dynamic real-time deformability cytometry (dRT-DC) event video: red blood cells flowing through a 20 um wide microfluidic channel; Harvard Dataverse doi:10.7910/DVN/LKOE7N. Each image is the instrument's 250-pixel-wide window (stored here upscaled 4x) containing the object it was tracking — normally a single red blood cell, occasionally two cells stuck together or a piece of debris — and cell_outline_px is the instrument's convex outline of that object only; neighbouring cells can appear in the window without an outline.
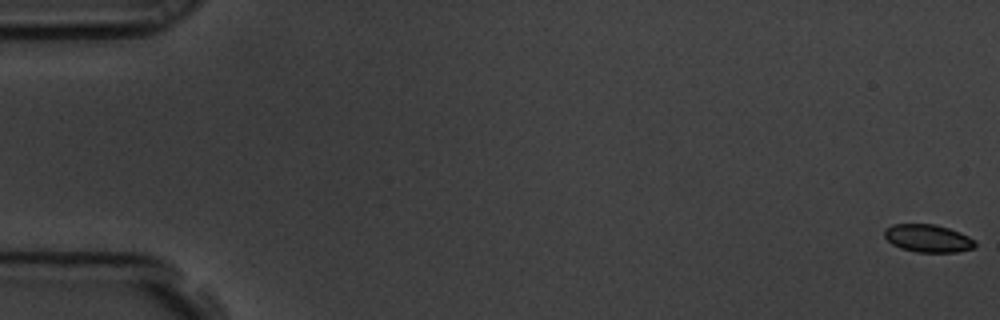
{"species": "common noctule bat (a hibernating species)", "species_latin": "Nyctalus noctula", "temperature_condition": "room temperature", "stored_images_in_passage": 59, "camera_frame_rate_fps": 3000, "um_per_image_px": 0.085, "animal": {"sex": "male", "body_mass_g": 19.5, "forearm_length_mm": 54.6}, "frame": {"image": 1, "passage_image": 1, "time_ms": 0.0, "image_size_px": [1000, 320], "cell_outline_px": [[976, 244], [972, 248], [956, 252], [916, 252], [900, 248], [892, 244], [884, 236], [884, 228], [892, 224], [936, 224], [960, 232], [976, 240]], "centroid_in_image_um": [78.86, 20.25], "position_along_channel_um": 6.1, "area_um2": 14.74}}
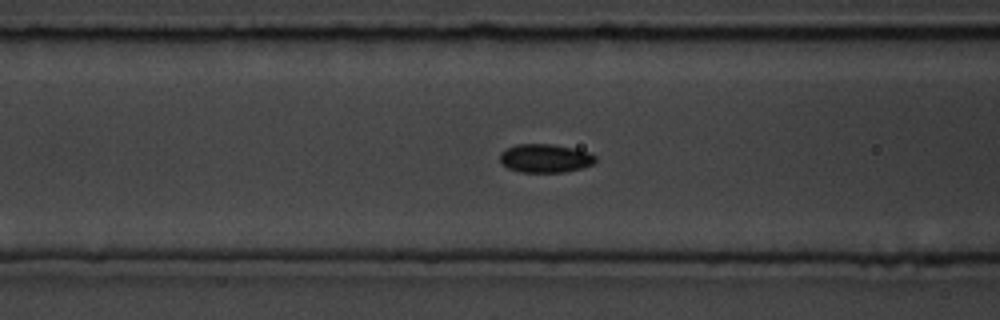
{"frame": {"image": 2, "passage_image": 24, "time_ms": 7.667, "image_size_px": [1000, 320], "cell_outline_px": [[596, 160], [592, 164], [580, 168], [564, 172], [520, 172], [508, 168], [500, 164], [500, 152], [516, 144], [552, 144], [592, 152], [596, 156]], "centroid_in_image_um": [46.33, 13.45], "position_along_channel_um": 120.3, "area_um2": 15.95}}
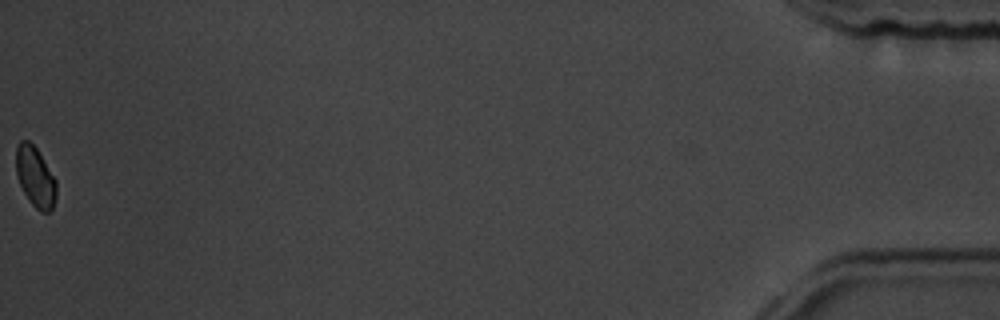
{"frame": {"image": 3, "passage_image": 59, "time_ms": 19.333, "image_size_px": [1000, 320], "cell_outline_px": [[56, 196], [52, 208], [48, 212], [40, 212], [28, 200], [20, 184], [16, 172], [16, 144], [20, 140], [28, 140], [36, 148], [56, 180]], "centroid_in_image_um": [2.98, 15.03], "position_along_channel_um": 432.2, "area_um2": 14.05}, "authors_computed_cell_mechanics": {"area_um2": 15.4326, "velocity_mm_per_s": 3.541, "shape_relaxation_time_tau1_ms": 3.7493, "shape_relaxation_time_tau2_ms": null, "deformation_change_tau1": 0.0515, "deformation_change_tau2": null}}